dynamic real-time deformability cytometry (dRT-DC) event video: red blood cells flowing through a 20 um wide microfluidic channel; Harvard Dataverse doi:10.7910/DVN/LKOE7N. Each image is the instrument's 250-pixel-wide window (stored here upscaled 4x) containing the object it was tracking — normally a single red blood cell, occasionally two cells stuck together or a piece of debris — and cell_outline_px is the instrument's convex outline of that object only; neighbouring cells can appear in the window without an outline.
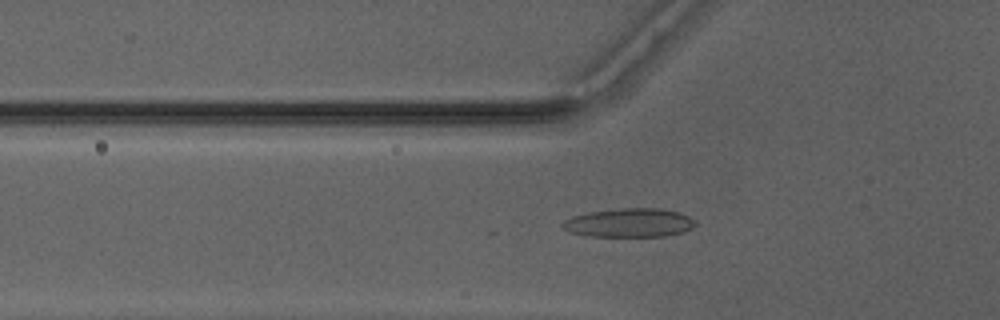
{"species": "Egyptian fruit bat (a non-hibernating species)", "species_latin": "Rousettus aegyptiacus", "temperature_condition": "warm", "stored_images_in_passage": 42, "camera_frame_rate_fps": 3000, "um_per_image_px": 0.085, "animal": {"sex": "male"}, "frame": {"image": 1, "passage_image": 10, "time_ms": 3.0, "image_size_px": [1000, 320], "cell_outline_px": [[696, 224], [692, 228], [684, 232], [664, 236], [592, 236], [572, 232], [564, 228], [560, 224], [564, 220], [572, 216], [588, 212], [620, 208], [660, 208], [680, 212], [696, 220]], "centroid_in_image_um": [53.53, 18.92], "position_along_channel_um": 72.3, "area_um2": 22.31}}
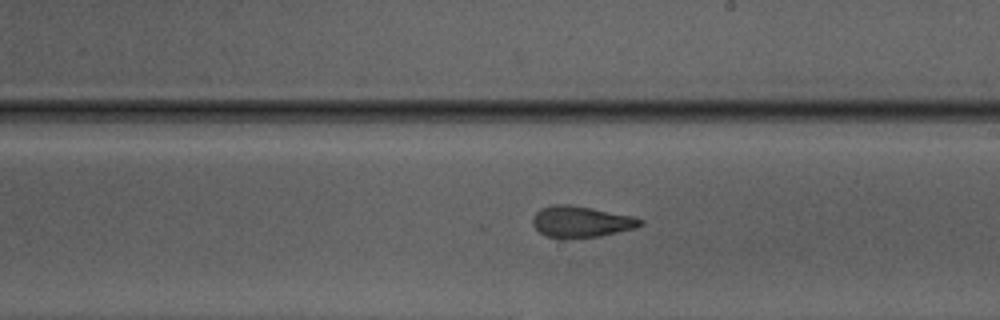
{"frame": {"image": 2, "passage_image": 22, "time_ms": 7.0, "image_size_px": [1000, 320], "cell_outline_px": [[644, 224], [636, 228], [600, 236], [548, 236], [540, 232], [532, 224], [532, 220], [536, 212], [540, 208], [552, 204], [568, 204], [592, 208], [636, 216], [644, 220]], "centroid_in_image_um": [49.46, 18.8], "position_along_channel_um": 239.5, "area_um2": 19.31}}
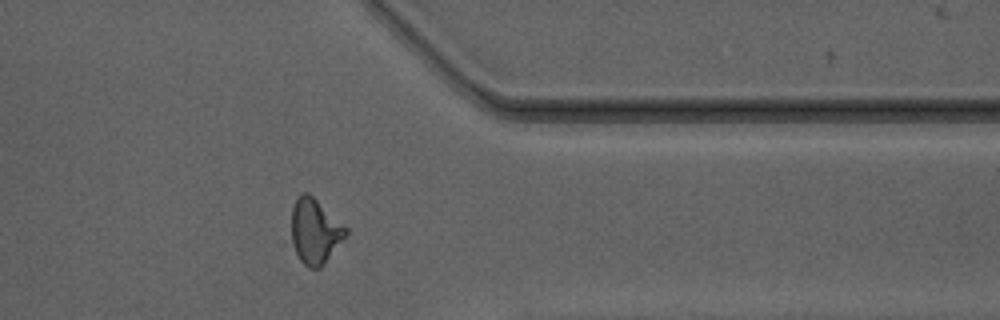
{"frame": {"image": 3, "passage_image": 33, "time_ms": 10.667, "image_size_px": [1000, 320], "cell_outline_px": [[348, 232], [324, 264], [320, 268], [308, 268], [284, 244], [292, 208], [296, 200], [304, 192], [308, 192], [344, 224], [348, 228]], "centroid_in_image_um": [26.63, 19.7], "position_along_channel_um": 384.8, "area_um2": 21.85}, "authors_computed_cell_mechanics": {"area_um2": 20.0566, "velocity_mm_per_s": 4.1832, "shape_relaxation_time_tau1_ms": null, "shape_relaxation_time_tau2_ms": 1.9611, "deformation_change_tau1": null, "deformation_change_tau2": 0.1028}}